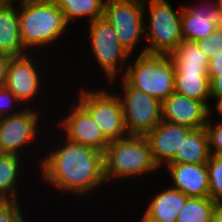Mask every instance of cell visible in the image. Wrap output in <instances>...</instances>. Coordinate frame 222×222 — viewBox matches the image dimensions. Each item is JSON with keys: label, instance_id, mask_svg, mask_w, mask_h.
Here are the masks:
<instances>
[{"label": "cell", "instance_id": "obj_1", "mask_svg": "<svg viewBox=\"0 0 222 222\" xmlns=\"http://www.w3.org/2000/svg\"><path fill=\"white\" fill-rule=\"evenodd\" d=\"M65 140L40 161L43 179L60 191L88 194L105 182L103 153Z\"/></svg>", "mask_w": 222, "mask_h": 222}, {"label": "cell", "instance_id": "obj_2", "mask_svg": "<svg viewBox=\"0 0 222 222\" xmlns=\"http://www.w3.org/2000/svg\"><path fill=\"white\" fill-rule=\"evenodd\" d=\"M19 4L20 38L28 52L32 47L54 43L68 27L63 12L53 0H21Z\"/></svg>", "mask_w": 222, "mask_h": 222}, {"label": "cell", "instance_id": "obj_3", "mask_svg": "<svg viewBox=\"0 0 222 222\" xmlns=\"http://www.w3.org/2000/svg\"><path fill=\"white\" fill-rule=\"evenodd\" d=\"M103 162L105 181L128 179L158 169L145 136L128 135L111 141L103 154Z\"/></svg>", "mask_w": 222, "mask_h": 222}, {"label": "cell", "instance_id": "obj_4", "mask_svg": "<svg viewBox=\"0 0 222 222\" xmlns=\"http://www.w3.org/2000/svg\"><path fill=\"white\" fill-rule=\"evenodd\" d=\"M123 79L133 88L163 102L174 92L175 67L169 55L139 54Z\"/></svg>", "mask_w": 222, "mask_h": 222}, {"label": "cell", "instance_id": "obj_5", "mask_svg": "<svg viewBox=\"0 0 222 222\" xmlns=\"http://www.w3.org/2000/svg\"><path fill=\"white\" fill-rule=\"evenodd\" d=\"M144 3L149 5L147 9L150 12L145 15V18L150 20L149 32H145L149 45L145 46L140 54L170 55L183 41L182 7L177 14L167 0H144Z\"/></svg>", "mask_w": 222, "mask_h": 222}, {"label": "cell", "instance_id": "obj_6", "mask_svg": "<svg viewBox=\"0 0 222 222\" xmlns=\"http://www.w3.org/2000/svg\"><path fill=\"white\" fill-rule=\"evenodd\" d=\"M104 90L105 88H100L90 91L82 88L78 103L91 115L104 137L111 142L129 134L118 93Z\"/></svg>", "mask_w": 222, "mask_h": 222}, {"label": "cell", "instance_id": "obj_7", "mask_svg": "<svg viewBox=\"0 0 222 222\" xmlns=\"http://www.w3.org/2000/svg\"><path fill=\"white\" fill-rule=\"evenodd\" d=\"M145 7L144 0H105L103 17L112 25L119 43L130 55L141 38L145 39Z\"/></svg>", "mask_w": 222, "mask_h": 222}, {"label": "cell", "instance_id": "obj_8", "mask_svg": "<svg viewBox=\"0 0 222 222\" xmlns=\"http://www.w3.org/2000/svg\"><path fill=\"white\" fill-rule=\"evenodd\" d=\"M123 96L118 94L122 105L127 133L146 136L162 121V102L147 93L131 87L122 80Z\"/></svg>", "mask_w": 222, "mask_h": 222}, {"label": "cell", "instance_id": "obj_9", "mask_svg": "<svg viewBox=\"0 0 222 222\" xmlns=\"http://www.w3.org/2000/svg\"><path fill=\"white\" fill-rule=\"evenodd\" d=\"M88 26V38L94 58L105 72L107 79L114 83L119 65L122 69L127 64L130 54L119 43L112 25L104 17L91 21Z\"/></svg>", "mask_w": 222, "mask_h": 222}, {"label": "cell", "instance_id": "obj_10", "mask_svg": "<svg viewBox=\"0 0 222 222\" xmlns=\"http://www.w3.org/2000/svg\"><path fill=\"white\" fill-rule=\"evenodd\" d=\"M38 114L26 106L18 114L0 118V153L21 155L23 146L32 143L39 133Z\"/></svg>", "mask_w": 222, "mask_h": 222}, {"label": "cell", "instance_id": "obj_11", "mask_svg": "<svg viewBox=\"0 0 222 222\" xmlns=\"http://www.w3.org/2000/svg\"><path fill=\"white\" fill-rule=\"evenodd\" d=\"M75 105L67 114L69 116H65L58 124L63 131L65 129V139L104 154L110 142L104 137L91 115L78 102Z\"/></svg>", "mask_w": 222, "mask_h": 222}, {"label": "cell", "instance_id": "obj_12", "mask_svg": "<svg viewBox=\"0 0 222 222\" xmlns=\"http://www.w3.org/2000/svg\"><path fill=\"white\" fill-rule=\"evenodd\" d=\"M201 8L183 6L181 15V29L183 41L196 42L222 27V8L218 1L206 4Z\"/></svg>", "mask_w": 222, "mask_h": 222}, {"label": "cell", "instance_id": "obj_13", "mask_svg": "<svg viewBox=\"0 0 222 222\" xmlns=\"http://www.w3.org/2000/svg\"><path fill=\"white\" fill-rule=\"evenodd\" d=\"M208 118V107L203 102L175 91L162 102V120L166 122L196 130L205 127Z\"/></svg>", "mask_w": 222, "mask_h": 222}, {"label": "cell", "instance_id": "obj_14", "mask_svg": "<svg viewBox=\"0 0 222 222\" xmlns=\"http://www.w3.org/2000/svg\"><path fill=\"white\" fill-rule=\"evenodd\" d=\"M34 64L32 57H29L27 53L12 57L8 67L5 87L18 98L20 103H25L24 105L37 96L40 83H42L37 72V65L34 66Z\"/></svg>", "mask_w": 222, "mask_h": 222}, {"label": "cell", "instance_id": "obj_15", "mask_svg": "<svg viewBox=\"0 0 222 222\" xmlns=\"http://www.w3.org/2000/svg\"><path fill=\"white\" fill-rule=\"evenodd\" d=\"M192 130L189 127L162 120L145 136L149 142L153 160L159 168L160 165H164L163 163L165 166L174 164L175 152L179 151L182 141Z\"/></svg>", "mask_w": 222, "mask_h": 222}, {"label": "cell", "instance_id": "obj_16", "mask_svg": "<svg viewBox=\"0 0 222 222\" xmlns=\"http://www.w3.org/2000/svg\"><path fill=\"white\" fill-rule=\"evenodd\" d=\"M173 188L188 197H209V177L206 164L174 163L168 164Z\"/></svg>", "mask_w": 222, "mask_h": 222}, {"label": "cell", "instance_id": "obj_17", "mask_svg": "<svg viewBox=\"0 0 222 222\" xmlns=\"http://www.w3.org/2000/svg\"><path fill=\"white\" fill-rule=\"evenodd\" d=\"M188 198L180 190L169 187L152 197L143 216L149 222H176Z\"/></svg>", "mask_w": 222, "mask_h": 222}, {"label": "cell", "instance_id": "obj_18", "mask_svg": "<svg viewBox=\"0 0 222 222\" xmlns=\"http://www.w3.org/2000/svg\"><path fill=\"white\" fill-rule=\"evenodd\" d=\"M0 53L12 57L28 53L20 38L18 10L14 6H0Z\"/></svg>", "mask_w": 222, "mask_h": 222}, {"label": "cell", "instance_id": "obj_19", "mask_svg": "<svg viewBox=\"0 0 222 222\" xmlns=\"http://www.w3.org/2000/svg\"><path fill=\"white\" fill-rule=\"evenodd\" d=\"M169 56L173 61L175 74H208L209 58L196 42H180Z\"/></svg>", "mask_w": 222, "mask_h": 222}, {"label": "cell", "instance_id": "obj_20", "mask_svg": "<svg viewBox=\"0 0 222 222\" xmlns=\"http://www.w3.org/2000/svg\"><path fill=\"white\" fill-rule=\"evenodd\" d=\"M208 134L205 127L192 130L175 152L174 163L206 164L210 159Z\"/></svg>", "mask_w": 222, "mask_h": 222}, {"label": "cell", "instance_id": "obj_21", "mask_svg": "<svg viewBox=\"0 0 222 222\" xmlns=\"http://www.w3.org/2000/svg\"><path fill=\"white\" fill-rule=\"evenodd\" d=\"M174 91L188 98L203 102L208 107V117H210L213 109H210L211 107L208 103V100L211 99L208 74H175Z\"/></svg>", "mask_w": 222, "mask_h": 222}, {"label": "cell", "instance_id": "obj_22", "mask_svg": "<svg viewBox=\"0 0 222 222\" xmlns=\"http://www.w3.org/2000/svg\"><path fill=\"white\" fill-rule=\"evenodd\" d=\"M21 156L0 153V199L18 201Z\"/></svg>", "mask_w": 222, "mask_h": 222}, {"label": "cell", "instance_id": "obj_23", "mask_svg": "<svg viewBox=\"0 0 222 222\" xmlns=\"http://www.w3.org/2000/svg\"><path fill=\"white\" fill-rule=\"evenodd\" d=\"M69 25L75 17H89V23L103 17L105 0H53Z\"/></svg>", "mask_w": 222, "mask_h": 222}, {"label": "cell", "instance_id": "obj_24", "mask_svg": "<svg viewBox=\"0 0 222 222\" xmlns=\"http://www.w3.org/2000/svg\"><path fill=\"white\" fill-rule=\"evenodd\" d=\"M216 203L210 197H189L176 222H212Z\"/></svg>", "mask_w": 222, "mask_h": 222}, {"label": "cell", "instance_id": "obj_25", "mask_svg": "<svg viewBox=\"0 0 222 222\" xmlns=\"http://www.w3.org/2000/svg\"><path fill=\"white\" fill-rule=\"evenodd\" d=\"M209 177V197L222 202V155H211L206 163Z\"/></svg>", "mask_w": 222, "mask_h": 222}, {"label": "cell", "instance_id": "obj_26", "mask_svg": "<svg viewBox=\"0 0 222 222\" xmlns=\"http://www.w3.org/2000/svg\"><path fill=\"white\" fill-rule=\"evenodd\" d=\"M199 49L211 59V55L222 54V27L216 28L208 38L196 41Z\"/></svg>", "mask_w": 222, "mask_h": 222}, {"label": "cell", "instance_id": "obj_27", "mask_svg": "<svg viewBox=\"0 0 222 222\" xmlns=\"http://www.w3.org/2000/svg\"><path fill=\"white\" fill-rule=\"evenodd\" d=\"M205 129L208 134L210 154L222 155V121L213 124L208 118Z\"/></svg>", "mask_w": 222, "mask_h": 222}, {"label": "cell", "instance_id": "obj_28", "mask_svg": "<svg viewBox=\"0 0 222 222\" xmlns=\"http://www.w3.org/2000/svg\"><path fill=\"white\" fill-rule=\"evenodd\" d=\"M19 202L15 200L0 201V222H24Z\"/></svg>", "mask_w": 222, "mask_h": 222}, {"label": "cell", "instance_id": "obj_29", "mask_svg": "<svg viewBox=\"0 0 222 222\" xmlns=\"http://www.w3.org/2000/svg\"><path fill=\"white\" fill-rule=\"evenodd\" d=\"M18 102V98L11 91L5 86L0 87V118L20 113V110L12 112L13 108L11 109V107L15 106Z\"/></svg>", "mask_w": 222, "mask_h": 222}, {"label": "cell", "instance_id": "obj_30", "mask_svg": "<svg viewBox=\"0 0 222 222\" xmlns=\"http://www.w3.org/2000/svg\"><path fill=\"white\" fill-rule=\"evenodd\" d=\"M211 97L222 96V72H208Z\"/></svg>", "mask_w": 222, "mask_h": 222}, {"label": "cell", "instance_id": "obj_31", "mask_svg": "<svg viewBox=\"0 0 222 222\" xmlns=\"http://www.w3.org/2000/svg\"><path fill=\"white\" fill-rule=\"evenodd\" d=\"M12 56L0 53V87L5 86L8 67Z\"/></svg>", "mask_w": 222, "mask_h": 222}, {"label": "cell", "instance_id": "obj_32", "mask_svg": "<svg viewBox=\"0 0 222 222\" xmlns=\"http://www.w3.org/2000/svg\"><path fill=\"white\" fill-rule=\"evenodd\" d=\"M208 72H222V54L211 55Z\"/></svg>", "mask_w": 222, "mask_h": 222}, {"label": "cell", "instance_id": "obj_33", "mask_svg": "<svg viewBox=\"0 0 222 222\" xmlns=\"http://www.w3.org/2000/svg\"><path fill=\"white\" fill-rule=\"evenodd\" d=\"M212 222H222V202L216 203Z\"/></svg>", "mask_w": 222, "mask_h": 222}, {"label": "cell", "instance_id": "obj_34", "mask_svg": "<svg viewBox=\"0 0 222 222\" xmlns=\"http://www.w3.org/2000/svg\"><path fill=\"white\" fill-rule=\"evenodd\" d=\"M211 99H217L216 111L222 116V96L221 97H211Z\"/></svg>", "mask_w": 222, "mask_h": 222}, {"label": "cell", "instance_id": "obj_35", "mask_svg": "<svg viewBox=\"0 0 222 222\" xmlns=\"http://www.w3.org/2000/svg\"><path fill=\"white\" fill-rule=\"evenodd\" d=\"M13 1L17 0H0V6L13 7L15 6Z\"/></svg>", "mask_w": 222, "mask_h": 222}, {"label": "cell", "instance_id": "obj_36", "mask_svg": "<svg viewBox=\"0 0 222 222\" xmlns=\"http://www.w3.org/2000/svg\"><path fill=\"white\" fill-rule=\"evenodd\" d=\"M139 222H149V221L143 216Z\"/></svg>", "mask_w": 222, "mask_h": 222}, {"label": "cell", "instance_id": "obj_37", "mask_svg": "<svg viewBox=\"0 0 222 222\" xmlns=\"http://www.w3.org/2000/svg\"><path fill=\"white\" fill-rule=\"evenodd\" d=\"M217 1L219 3L220 7L222 8V0H217Z\"/></svg>", "mask_w": 222, "mask_h": 222}]
</instances>
